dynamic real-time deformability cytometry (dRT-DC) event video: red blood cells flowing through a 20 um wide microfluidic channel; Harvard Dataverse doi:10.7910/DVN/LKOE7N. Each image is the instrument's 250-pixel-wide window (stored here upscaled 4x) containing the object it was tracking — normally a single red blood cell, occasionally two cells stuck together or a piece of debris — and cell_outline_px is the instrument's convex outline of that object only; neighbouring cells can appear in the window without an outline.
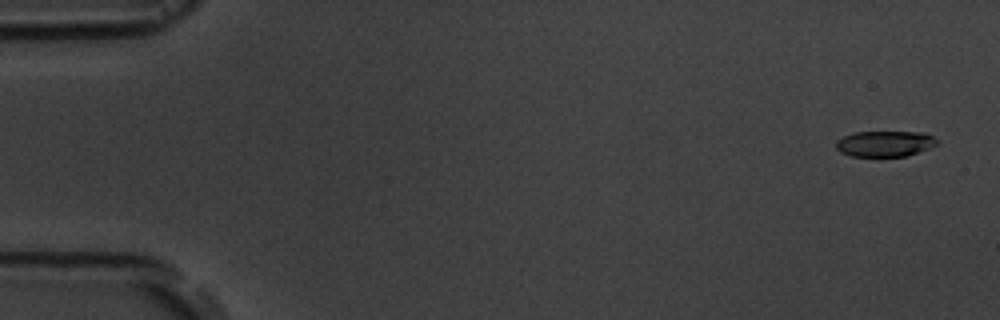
{"species": "common noctule bat (a hibernating species)", "species_latin": "Nyctalus noctula", "temperature_condition": "room temperature", "stored_images_in_passage": 4, "camera_frame_rate_fps": 3000, "um_per_image_px": 0.085, "animal": {"sex": "male", "body_mass_g": 19.5, "forearm_length_mm": 54.6}, "frame": {"image": 1, "passage_image": 1, "time_ms": 0.0, "image_size_px": [1000, 320], "cell_outline_px": [[940, 144], [904, 156], [852, 156], [840, 152], [836, 148], [836, 140], [852, 132], [924, 132], [940, 140]], "centroid_in_image_um": [75.22, 12.2], "position_along_channel_um": 9.8, "area_um2": 15.2}}